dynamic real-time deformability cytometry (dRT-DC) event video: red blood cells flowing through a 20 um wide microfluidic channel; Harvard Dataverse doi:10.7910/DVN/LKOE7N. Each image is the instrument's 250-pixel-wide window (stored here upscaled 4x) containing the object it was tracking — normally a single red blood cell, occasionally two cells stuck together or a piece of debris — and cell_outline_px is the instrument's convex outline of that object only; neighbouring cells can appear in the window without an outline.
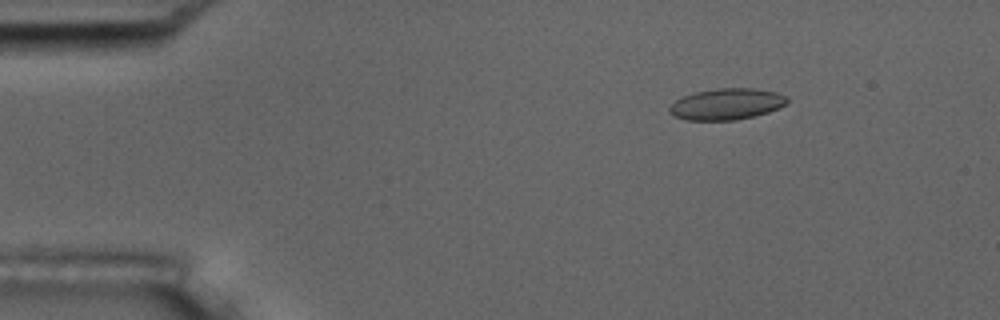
{"species": "common noctule bat (a hibernating species)", "species_latin": "Nyctalus noctula", "temperature_condition": "room temperature", "stored_images_in_passage": 53, "camera_frame_rate_fps": 3000, "um_per_image_px": 0.085, "animal": {"sex": "male", "body_mass_g": 17.5, "forearm_length_mm": 52.3}, "frame": {"image": 1, "passage_image": 7, "time_ms": 2.0, "image_size_px": [1000, 320], "cell_outline_px": [[788, 104], [780, 108], [768, 112], [736, 120], [688, 120], [672, 116], [668, 112], [668, 108], [676, 100], [684, 96], [696, 92], [716, 88], [752, 88], [776, 92], [788, 96]], "centroid_in_image_um": [61.78, 8.85], "position_along_channel_um": 23.2, "area_um2": 21.56}}
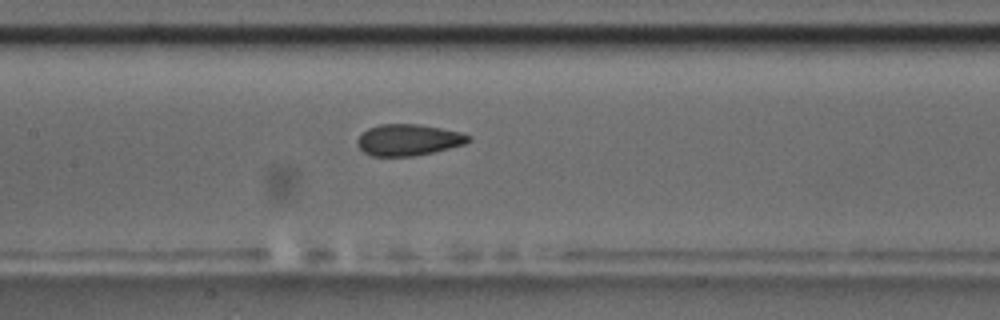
{"frame": {"image": 2, "passage_image": 25, "time_ms": 8.0, "image_size_px": [1000, 320], "cell_outline_px": [[472, 140], [464, 144], [432, 152], [412, 156], [372, 156], [364, 152], [356, 144], [356, 140], [368, 128], [380, 124], [420, 124], [460, 132], [472, 136]], "centroid_in_image_um": [34.71, 11.88], "position_along_channel_um": 172.7, "area_um2": 20.23}}
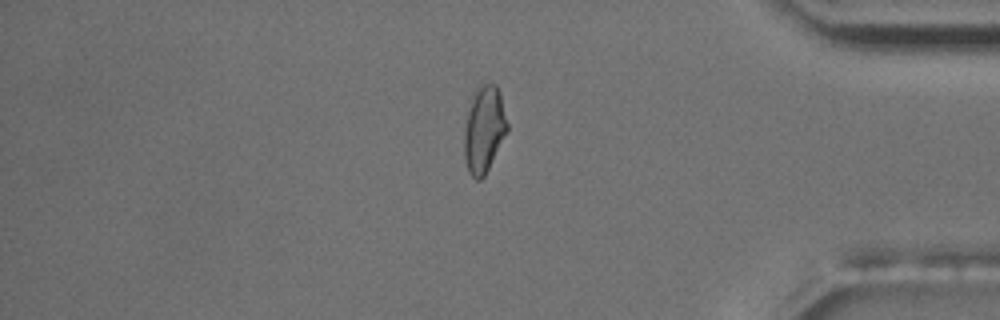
{"frame": {"image": 3, "passage_image": 45, "time_ms": 14.667, "image_size_px": [1000, 320], "cell_outline_px": [[508, 132], [484, 176], [480, 180], [476, 180], [468, 172], [464, 156], [464, 132], [472, 92], [484, 84], [496, 84], [500, 92], [508, 124]], "centroid_in_image_um": [41.15, 11.0], "position_along_channel_um": 394.0, "area_um2": 21.79}, "authors_computed_cell_mechanics": {"area_um2": 20.9814, "velocity_mm_per_s": 3.7264, "shape_relaxation_time_tau1_ms": null, "shape_relaxation_time_tau2_ms": 1.6242, "deformation_change_tau1": null, "deformation_change_tau2": 0.0824}}